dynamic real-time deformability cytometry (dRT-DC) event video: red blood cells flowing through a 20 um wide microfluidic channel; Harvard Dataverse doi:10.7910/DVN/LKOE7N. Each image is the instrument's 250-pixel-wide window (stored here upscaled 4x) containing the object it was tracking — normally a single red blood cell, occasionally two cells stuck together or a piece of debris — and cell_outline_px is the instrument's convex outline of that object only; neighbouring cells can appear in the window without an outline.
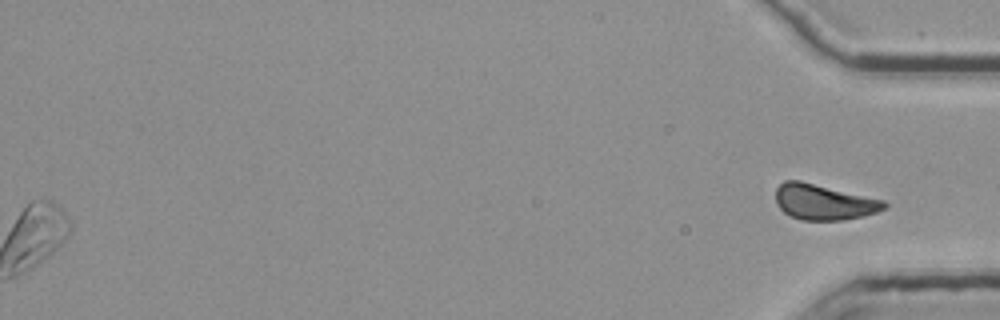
{"species": "common noctule bat (a hibernating species)", "species_latin": "Nyctalus noctula", "temperature_condition": "room temperature", "stored_images_in_passage": 55, "segment_of_instrument_passage": [2, 2], "camera_frame_rate_fps": 3000, "um_per_image_px": 0.085, "animal": {"sex": "female", "body_mass_g": 25.1}, "frame": {"image": 1, "passage_image": 55, "time_ms": 18.0, "image_size_px": [1000, 320], "cell_outline_px": [[888, 208], [864, 216], [844, 220], [800, 220], [784, 212], [776, 204], [776, 188], [784, 180], [800, 180], [884, 200], [888, 204]], "centroid_in_image_um": [70.03, 17.17], "position_along_channel_um": 365.2, "area_um2": 22.6}}